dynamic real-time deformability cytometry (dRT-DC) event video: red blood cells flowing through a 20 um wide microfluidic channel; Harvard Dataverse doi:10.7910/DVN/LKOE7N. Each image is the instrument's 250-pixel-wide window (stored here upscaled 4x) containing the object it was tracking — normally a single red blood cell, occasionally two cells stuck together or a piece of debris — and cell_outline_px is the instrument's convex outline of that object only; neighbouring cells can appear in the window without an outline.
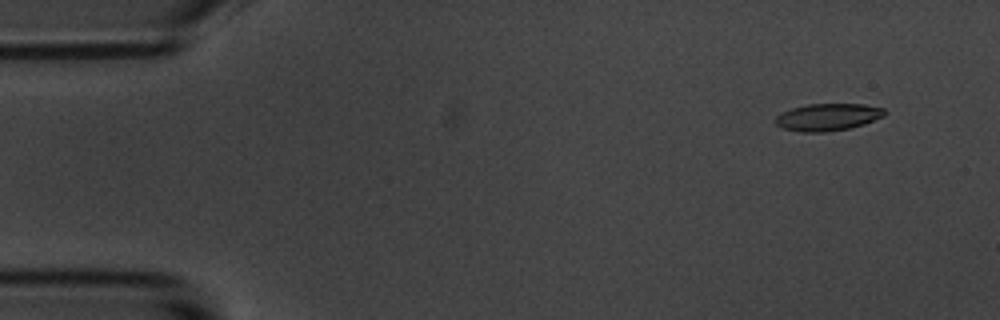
{"species": "common noctule bat (a hibernating species)", "species_latin": "Nyctalus noctula", "temperature_condition": "room temperature", "stored_images_in_passage": 8, "camera_frame_rate_fps": 3000, "um_per_image_px": 0.085, "animal": {"sex": "male", "body_mass_g": 20.1, "forearm_length_mm": 53.5}, "frame": {"image": 1, "passage_image": 2, "time_ms": 1.333, "image_size_px": [1000, 320], "cell_outline_px": [[888, 112], [884, 116], [864, 124], [848, 128], [824, 132], [800, 132], [784, 128], [776, 124], [776, 116], [792, 108], [808, 104], [864, 104], [884, 108]], "centroid_in_image_um": [70.4, 9.94], "position_along_channel_um": 14.6, "area_um2": 17.17}}
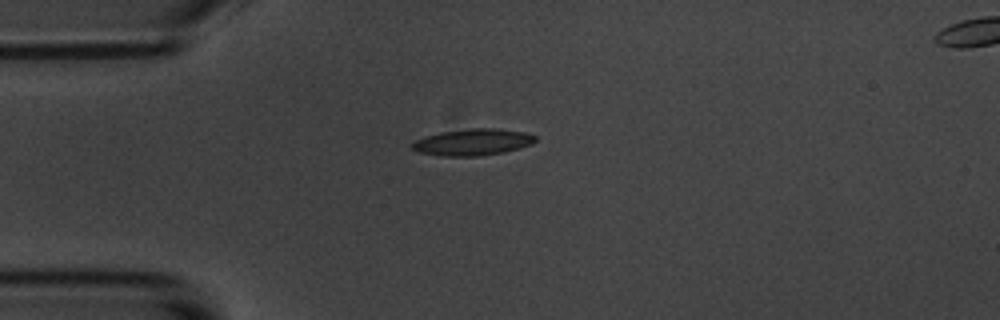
{"frame": {"image": 2, "passage_image": 5, "time_ms": 4.667, "image_size_px": [1000, 320], "cell_outline_px": [[536, 140], [532, 144], [520, 148], [504, 152], [476, 156], [444, 156], [420, 152], [412, 148], [412, 144], [416, 140], [440, 132], [472, 128], [492, 128], [524, 132], [536, 136]], "centroid_in_image_um": [40.22, 12.08], "position_along_channel_um": 44.8, "area_um2": 18.79}}
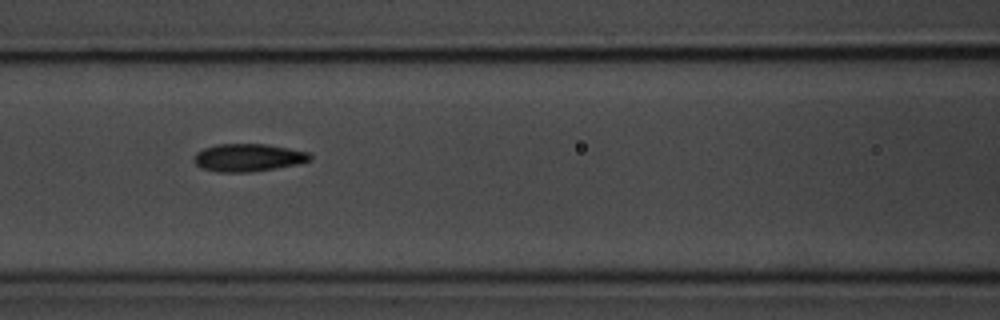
{"frame": {"image": 3, "passage_image": 8, "time_ms": 8.0, "image_size_px": [1000, 320], "cell_outline_px": [[312, 160], [296, 164], [248, 172], [220, 172], [204, 168], [196, 164], [192, 160], [196, 152], [204, 148], [216, 144], [264, 144], [288, 148], [308, 152], [312, 156]], "centroid_in_image_um": [21.07, 13.38], "position_along_channel_um": 145.5, "area_um2": 18.5}}